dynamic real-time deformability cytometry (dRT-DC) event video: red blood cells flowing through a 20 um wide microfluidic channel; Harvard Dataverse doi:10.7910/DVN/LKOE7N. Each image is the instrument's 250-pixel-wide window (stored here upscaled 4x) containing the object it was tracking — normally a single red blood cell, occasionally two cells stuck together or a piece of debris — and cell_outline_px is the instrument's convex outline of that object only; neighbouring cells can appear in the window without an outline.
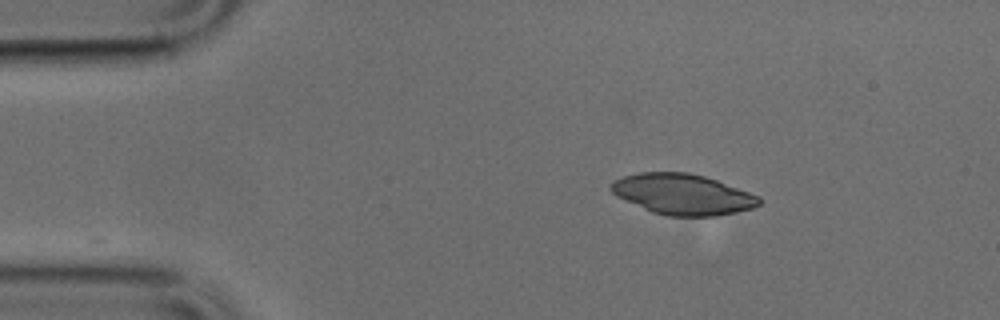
{"species": "common noctule bat (a hibernating species)", "species_latin": "Nyctalus noctula", "temperature_condition": "cold", "stored_images_in_passage": 23, "camera_frame_rate_fps": 3000, "um_per_image_px": 0.085, "animal": {"sex": "male", "body_mass_g": 17.9, "forearm_length_mm": 54.2}, "frame": {"image": 1, "passage_image": 1, "time_ms": 0.0, "image_size_px": [1000, 320], "cell_outline_px": [[760, 204], [752, 208], [736, 212], [712, 216], [668, 216], [652, 212], [616, 196], [608, 188], [616, 180], [624, 176], [640, 172], [688, 172], [704, 176], [716, 180], [760, 196]], "centroid_in_image_um": [58.02, 16.51], "position_along_channel_um": 27.0, "area_um2": 34.85}}